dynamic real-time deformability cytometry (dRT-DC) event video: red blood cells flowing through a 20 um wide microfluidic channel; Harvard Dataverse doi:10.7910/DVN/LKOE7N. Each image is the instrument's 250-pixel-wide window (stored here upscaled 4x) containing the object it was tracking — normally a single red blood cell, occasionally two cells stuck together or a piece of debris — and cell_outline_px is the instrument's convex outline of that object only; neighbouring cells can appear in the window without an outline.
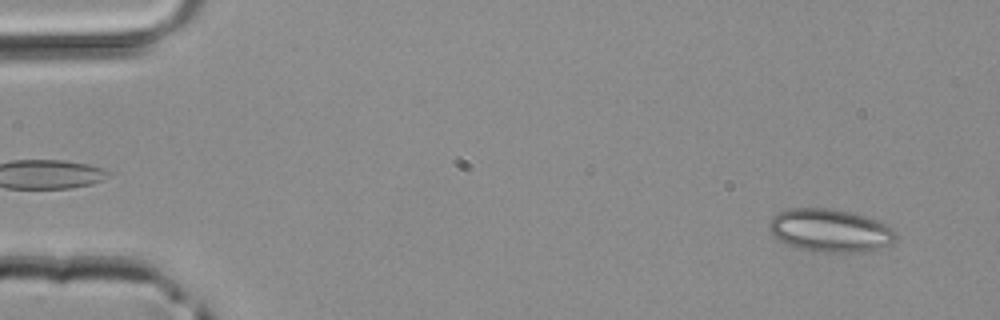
{"species": "common noctule bat (a hibernating species)", "species_latin": "Nyctalus noctula", "temperature_condition": "room temperature", "stored_images_in_passage": 4, "camera_frame_rate_fps": 3000, "um_per_image_px": 0.085, "animal": {"sex": "male", "body_mass_g": 20.4}, "frame": {"image": 1, "passage_image": 1, "time_ms": 0.0, "image_size_px": [1000, 320], "cell_outline_px": [[896, 240], [892, 244], [872, 252], [812, 252], [788, 244], [780, 240], [768, 228], [768, 224], [772, 216], [780, 212], [792, 208], [828, 208], [848, 212], [864, 216], [876, 220], [884, 224], [896, 236]], "centroid_in_image_um": [70.56, 19.61], "position_along_channel_um": 14.4, "area_um2": 31.56}}
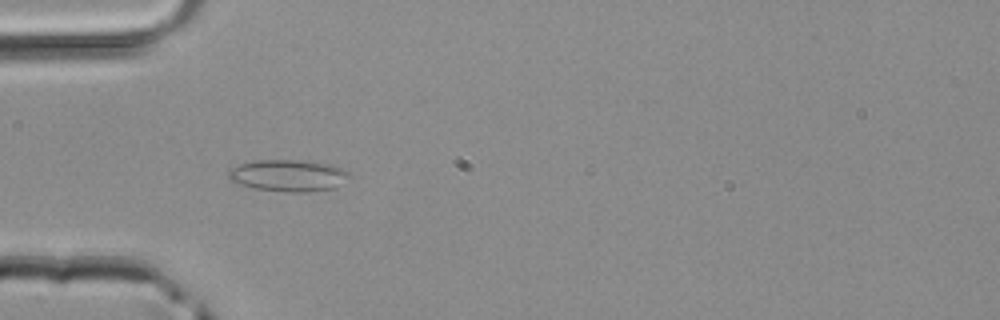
{"frame": {"image": 2, "passage_image": 3, "time_ms": 0.667, "image_size_px": [1000, 320], "cell_outline_px": [[352, 176], [332, 188], [308, 192], [284, 192], [256, 188], [232, 184], [228, 180], [228, 172], [232, 168], [240, 164], [252, 160], [308, 160], [332, 164], [348, 172]], "centroid_in_image_um": [24.45, 14.91], "position_along_channel_um": 60.5, "area_um2": 22.66}}
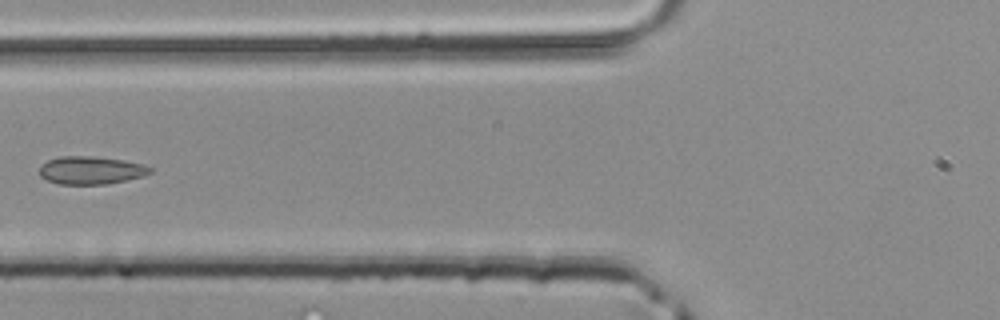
{"frame": {"image": 3, "passage_image": 4, "time_ms": 1.0, "image_size_px": [1000, 320], "cell_outline_px": [[152, 172], [140, 176], [108, 184], [60, 184], [48, 180], [40, 176], [40, 168], [48, 160], [60, 156], [92, 156], [124, 160], [144, 164], [152, 168]], "centroid_in_image_um": [7.74, 14.46], "position_along_channel_um": 118.1, "area_um2": 17.8}}